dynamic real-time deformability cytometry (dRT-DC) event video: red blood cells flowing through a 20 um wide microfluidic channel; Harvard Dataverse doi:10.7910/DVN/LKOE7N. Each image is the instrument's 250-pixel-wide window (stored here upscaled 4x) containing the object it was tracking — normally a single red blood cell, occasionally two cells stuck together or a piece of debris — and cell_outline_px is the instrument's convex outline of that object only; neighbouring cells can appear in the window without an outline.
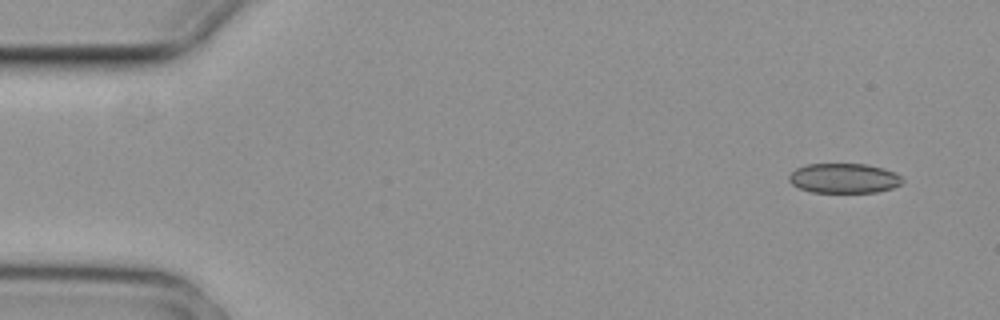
{"species": "common noctule bat (a hibernating species)", "species_latin": "Nyctalus noctula", "temperature_condition": "cold", "stored_images_in_passage": 9, "camera_frame_rate_fps": 3000, "um_per_image_px": 0.085, "animal": {"sex": "female", "body_mass_g": 29.2, "forearm_length_mm": 56.3}, "frame": {"image": 1, "passage_image": 1, "time_ms": 0.0, "image_size_px": [1000, 320], "cell_outline_px": [[904, 180], [900, 184], [892, 188], [876, 192], [812, 192], [800, 188], [792, 184], [788, 180], [788, 176], [796, 168], [808, 164], [868, 164], [884, 168], [896, 172]], "centroid_in_image_um": [71.75, 15.14], "position_along_channel_um": 13.3, "area_um2": 19.71}}
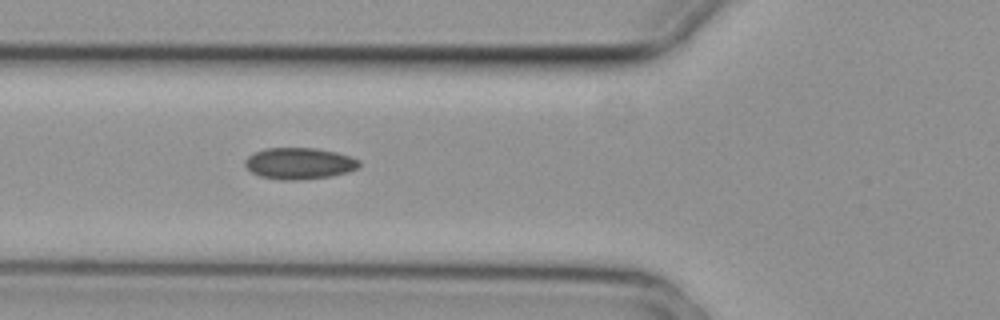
{"frame": {"image": 2, "passage_image": 5, "time_ms": 1.333, "image_size_px": [1000, 320], "cell_outline_px": [[360, 164], [356, 168], [348, 172], [332, 176], [300, 180], [280, 180], [260, 176], [252, 172], [244, 164], [244, 160], [248, 156], [264, 148], [316, 148], [336, 152], [352, 156], [360, 160]], "centroid_in_image_um": [25.45, 13.89], "position_along_channel_um": 100.3, "area_um2": 21.04}}
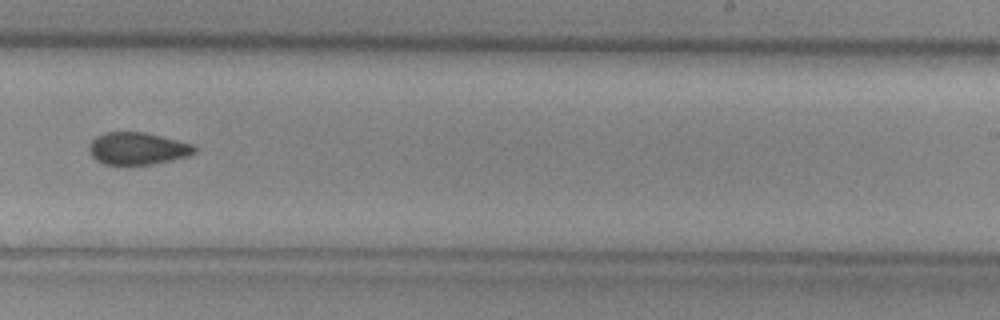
{"frame": {"image": 3, "passage_image": 9, "time_ms": 2.667, "image_size_px": [1000, 320], "cell_outline_px": [[196, 152], [188, 156], [172, 160], [152, 164], [104, 164], [96, 160], [92, 156], [88, 148], [92, 140], [96, 136], [104, 132], [144, 132], [196, 144]], "centroid_in_image_um": [11.72, 12.61], "position_along_channel_um": 277.3, "area_um2": 19.88}}